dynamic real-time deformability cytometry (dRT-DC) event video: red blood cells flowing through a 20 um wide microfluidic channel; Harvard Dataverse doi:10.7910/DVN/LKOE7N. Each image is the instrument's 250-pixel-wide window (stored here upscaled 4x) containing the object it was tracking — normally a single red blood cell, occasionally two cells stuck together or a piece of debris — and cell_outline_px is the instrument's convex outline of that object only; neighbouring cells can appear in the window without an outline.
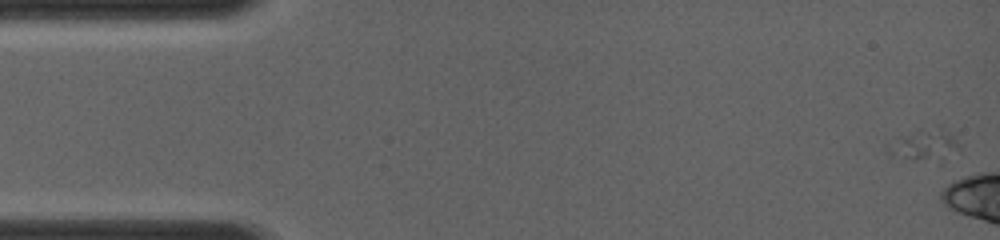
{"species": "common noctule bat (a hibernating species)", "species_latin": "Nyctalus noctula", "temperature_condition": "room temperature", "stored_images_in_passage": 3, "camera_frame_rate_fps": 4000, "um_per_image_px": 0.085, "animal": {"sex": "female", "body_mass_g": 19.0, "forearm_length_mm": 56.7}, "frame": {"image": 1, "passage_image": 1, "time_ms": 0.0, "image_size_px": [1000, 240], "cell_outline_px": [[960, 148], [940, 164], [892, 156], [888, 152], [900, 136], [920, 128], [936, 124], [956, 136]], "centroid_in_image_um": [78.73, 12.32], "position_along_channel_um": 6.3, "area_um2": 13.47}}